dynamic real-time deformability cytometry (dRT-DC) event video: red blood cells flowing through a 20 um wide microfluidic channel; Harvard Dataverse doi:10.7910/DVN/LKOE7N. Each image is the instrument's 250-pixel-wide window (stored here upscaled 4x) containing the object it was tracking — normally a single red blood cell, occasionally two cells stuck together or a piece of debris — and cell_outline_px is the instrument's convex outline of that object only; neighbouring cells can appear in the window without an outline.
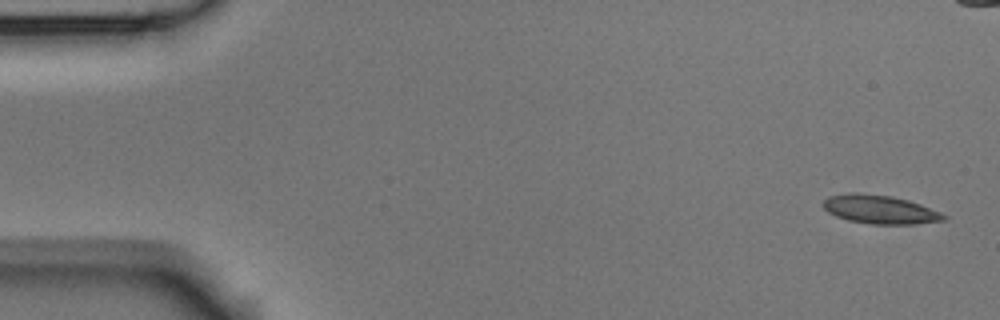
{"species": "Egyptian fruit bat (a non-hibernating species)", "species_latin": "Rousettus aegyptiacus", "temperature_condition": "room temperature", "stored_images_in_passage": 6, "camera_frame_rate_fps": 3000, "um_per_image_px": 0.085, "animal": {"sex": "male"}, "frame": {"image": 1, "passage_image": 1, "time_ms": 0.0, "image_size_px": [1000, 320], "cell_outline_px": [[948, 216], [944, 220], [912, 224], [872, 224], [848, 220], [836, 216], [828, 212], [824, 208], [824, 200], [828, 196], [848, 192], [856, 192], [892, 196], [908, 200], [920, 204], [940, 212]], "centroid_in_image_um": [74.77, 17.79], "position_along_channel_um": 10.2, "area_um2": 20.06}}
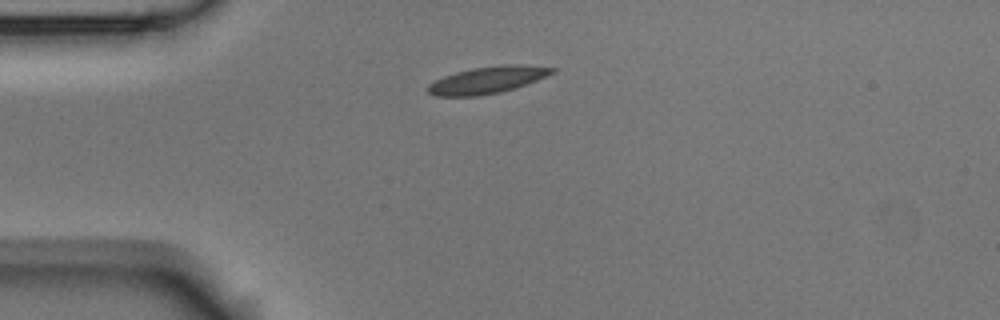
{"frame": {"image": 2, "passage_image": 6, "time_ms": 6.0, "image_size_px": [1000, 320], "cell_outline_px": [[556, 72], [536, 80], [500, 92], [476, 96], [436, 96], [428, 92], [428, 84], [444, 76], [456, 72], [472, 68], [500, 64], [524, 64], [556, 68]], "centroid_in_image_um": [41.44, 6.78], "position_along_channel_um": 43.6, "area_um2": 19.36}}